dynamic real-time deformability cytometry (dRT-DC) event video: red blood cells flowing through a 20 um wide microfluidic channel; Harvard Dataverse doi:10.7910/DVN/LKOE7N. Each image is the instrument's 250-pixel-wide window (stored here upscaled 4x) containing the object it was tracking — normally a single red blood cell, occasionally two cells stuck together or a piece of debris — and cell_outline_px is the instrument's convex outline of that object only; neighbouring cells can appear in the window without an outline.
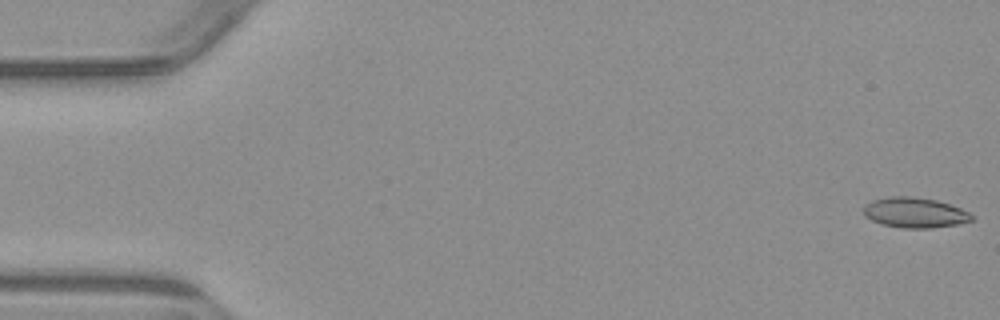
{"species": "common noctule bat (a hibernating species)", "species_latin": "Nyctalus noctula", "temperature_condition": "warm", "stored_images_in_passage": 5, "camera_frame_rate_fps": 3000, "um_per_image_px": 0.085, "animal": {"sex": "male", "body_mass_g": 23.1, "forearm_length_mm": 52.7}, "frame": {"image": 1, "passage_image": 1, "time_ms": 0.0, "image_size_px": [1000, 320], "cell_outline_px": [[972, 220], [956, 224], [928, 228], [900, 228], [880, 224], [864, 216], [864, 204], [872, 200], [892, 196], [908, 196], [936, 200], [960, 208], [968, 212], [972, 216]], "centroid_in_image_um": [77.69, 18.07], "position_along_channel_um": 7.3, "area_um2": 18.9}}
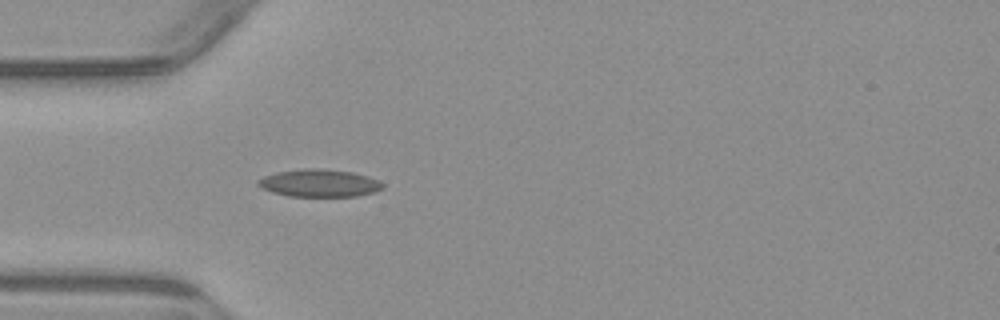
{"frame": {"image": 2, "passage_image": 5, "time_ms": 5.0, "image_size_px": [1000, 320], "cell_outline_px": [[384, 188], [376, 192], [356, 196], [288, 196], [272, 192], [260, 188], [256, 184], [256, 180], [264, 176], [276, 172], [304, 168], [320, 168], [352, 172], [368, 176], [380, 180], [384, 184]], "centroid_in_image_um": [27.14, 15.56], "position_along_channel_um": 57.9, "area_um2": 20.29}}